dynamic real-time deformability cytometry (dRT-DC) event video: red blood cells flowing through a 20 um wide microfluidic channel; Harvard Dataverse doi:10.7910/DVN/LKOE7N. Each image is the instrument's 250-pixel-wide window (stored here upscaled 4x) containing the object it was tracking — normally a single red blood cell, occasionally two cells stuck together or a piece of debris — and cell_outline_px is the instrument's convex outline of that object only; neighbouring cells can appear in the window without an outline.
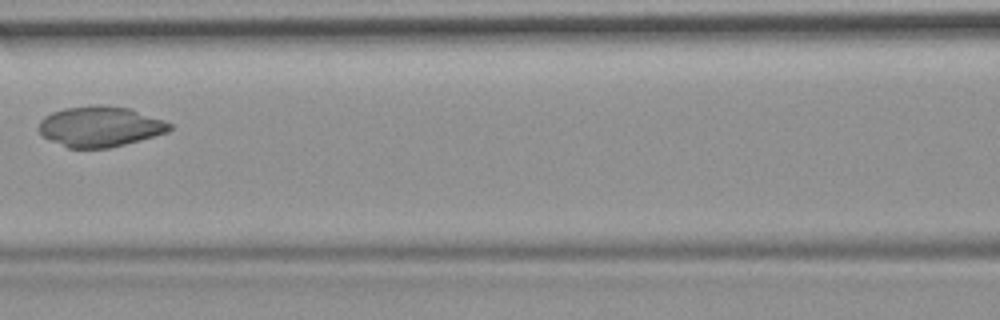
{"species": "common noctule bat (a hibernating species)", "species_latin": "Nyctalus noctula", "temperature_condition": "room temperature", "stored_images_in_passage": 7, "camera_frame_rate_fps": 3000, "um_per_image_px": 0.085, "animal": {"sex": "female", "body_mass_g": 19.9}, "frame": {"image": 1, "passage_image": 6, "time_ms": 1.667, "image_size_px": [1000, 320], "cell_outline_px": [[172, 128], [168, 132], [140, 140], [108, 148], [68, 148], [44, 136], [36, 128], [40, 120], [44, 116], [52, 112], [64, 108], [96, 104], [104, 104], [128, 108], [164, 120], [172, 124]], "centroid_in_image_um": [8.49, 10.74], "position_along_channel_um": 158.1, "area_um2": 30.87}}